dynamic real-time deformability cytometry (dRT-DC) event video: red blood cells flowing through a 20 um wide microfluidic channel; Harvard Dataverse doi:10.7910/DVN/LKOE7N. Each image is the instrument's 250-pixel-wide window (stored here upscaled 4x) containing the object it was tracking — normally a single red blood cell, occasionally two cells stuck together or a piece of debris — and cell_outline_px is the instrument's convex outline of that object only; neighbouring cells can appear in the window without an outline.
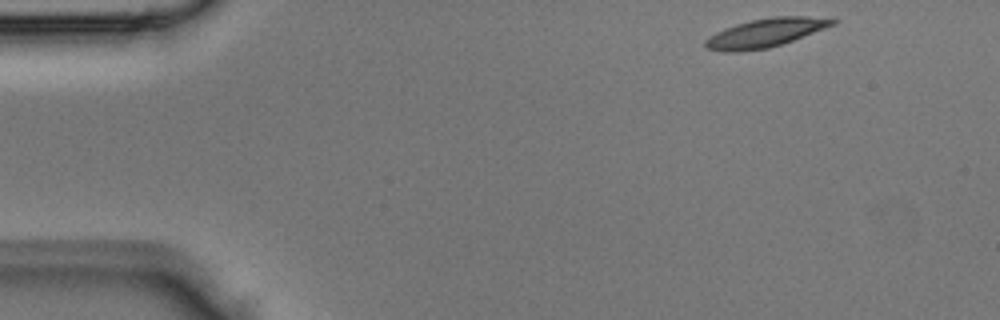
{"species": "Egyptian fruit bat (a non-hibernating species)", "species_latin": "Rousettus aegyptiacus", "temperature_condition": "room temperature", "stored_images_in_passage": 3, "camera_frame_rate_fps": 3000, "um_per_image_px": 0.085, "animal": {"sex": "male"}, "frame": {"image": 1, "passage_image": 1, "time_ms": 0.0, "image_size_px": [1000, 320], "cell_outline_px": [[840, 20], [836, 24], [792, 40], [768, 48], [740, 52], [724, 52], [704, 48], [704, 40], [716, 32], [736, 24], [752, 20], [772, 16], [804, 16]], "centroid_in_image_um": [65.02, 2.8], "position_along_channel_um": 20.0, "area_um2": 21.1}}
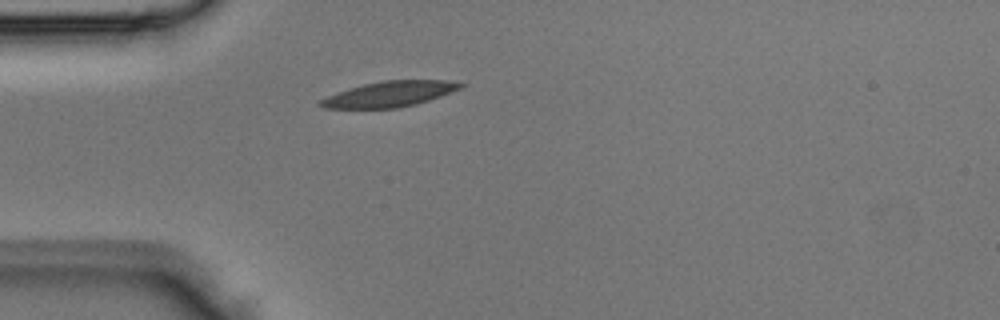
{"frame": {"image": 2, "passage_image": 3, "time_ms": 0.667, "image_size_px": [1000, 320], "cell_outline_px": [[464, 84], [460, 88], [440, 96], [416, 104], [396, 108], [324, 108], [320, 104], [320, 100], [328, 96], [348, 88], [364, 84], [384, 80], [444, 80]], "centroid_in_image_um": [33.09, 7.99], "position_along_channel_um": 51.9, "area_um2": 20.4}}